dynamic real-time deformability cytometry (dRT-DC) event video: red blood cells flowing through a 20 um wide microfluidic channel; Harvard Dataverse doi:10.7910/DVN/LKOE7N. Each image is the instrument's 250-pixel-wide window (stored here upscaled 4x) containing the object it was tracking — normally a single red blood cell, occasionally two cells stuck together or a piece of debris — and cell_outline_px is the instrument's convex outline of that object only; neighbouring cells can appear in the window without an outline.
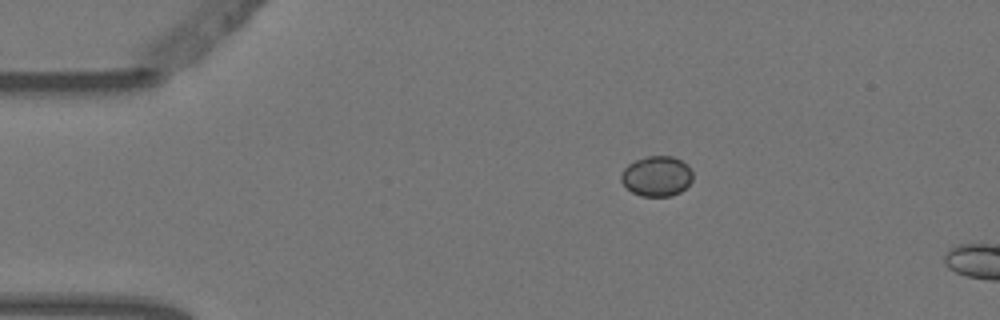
{"species": "Egyptian fruit bat (a non-hibernating species)", "species_latin": "Rousettus aegyptiacus", "temperature_condition": "warm", "stored_images_in_passage": 2, "camera_frame_rate_fps": 3000, "um_per_image_px": 0.085, "animal": {"sex": "female"}, "frame": {"image": 1, "passage_image": 1, "time_ms": 0.0, "image_size_px": [1000, 320], "cell_outline_px": [[692, 180], [680, 192], [672, 196], [640, 196], [632, 192], [620, 180], [620, 176], [624, 168], [628, 164], [636, 160], [648, 156], [672, 156], [688, 164], [692, 172]], "centroid_in_image_um": [55.82, 14.97], "position_along_channel_um": 29.2, "area_um2": 16.76}}